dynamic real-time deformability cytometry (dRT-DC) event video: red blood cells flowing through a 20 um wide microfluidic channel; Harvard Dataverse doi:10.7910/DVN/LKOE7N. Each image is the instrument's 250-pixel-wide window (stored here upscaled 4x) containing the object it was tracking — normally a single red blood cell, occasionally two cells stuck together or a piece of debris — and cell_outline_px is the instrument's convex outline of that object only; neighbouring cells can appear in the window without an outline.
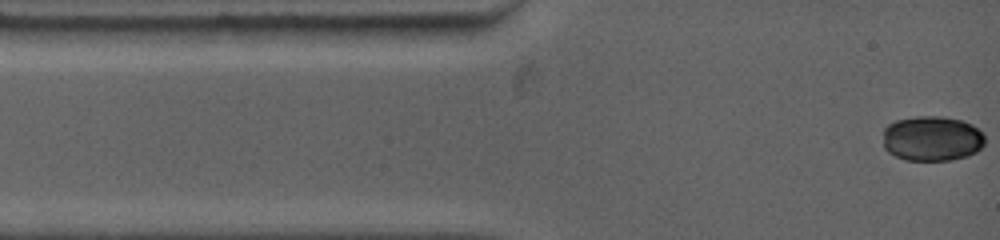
{"species": "common noctule bat (a hibernating species)", "species_latin": "Nyctalus noctula", "temperature_condition": "warm", "stored_images_in_passage": 28, "camera_frame_rate_fps": 4500, "um_per_image_px": 0.085, "animal": {"sex": "female", "body_mass_g": 19.0, "forearm_length_mm": 53.3}, "frame": {"image": 1, "passage_image": 1, "time_ms": 0.0, "image_size_px": [1000, 240], "cell_outline_px": [[984, 144], [976, 152], [968, 156], [952, 160], [904, 160], [888, 152], [884, 148], [884, 128], [888, 124], [896, 120], [916, 116], [940, 116], [960, 120], [972, 124], [984, 136]], "centroid_in_image_um": [79.2, 11.78], "position_along_channel_um": 5.8, "area_um2": 26.82}}
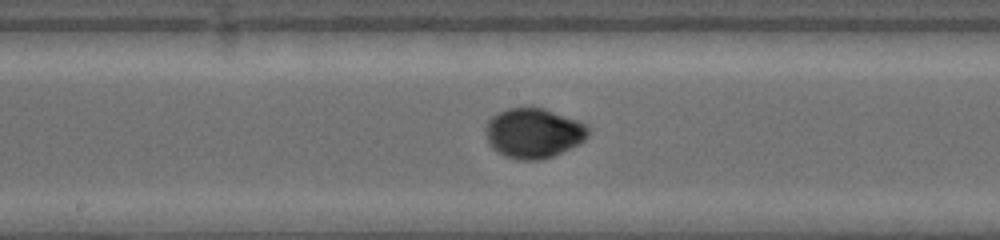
{"frame": {"image": 2, "passage_image": 16, "time_ms": 6.444, "image_size_px": [1000, 240], "cell_outline_px": [[592, 128], [588, 136], [580, 144], [544, 160], [520, 160], [504, 156], [496, 152], [488, 144], [484, 128], [488, 120], [496, 112], [508, 108], [544, 108], [588, 124]], "centroid_in_image_um": [45.35, 11.32], "position_along_channel_um": 202.8, "area_um2": 30.4}}
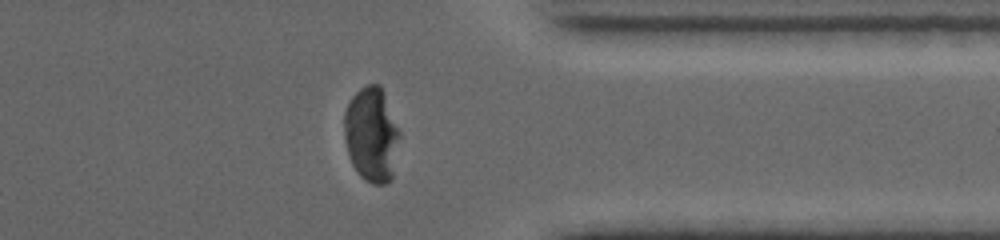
{"frame": {"image": 3, "passage_image": 28, "time_ms": 11.333, "image_size_px": [1000, 240], "cell_outline_px": [[400, 136], [392, 180], [384, 184], [372, 184], [364, 180], [360, 176], [352, 164], [348, 152], [344, 136], [344, 112], [352, 96], [360, 88], [368, 84], [380, 84], [400, 132]], "centroid_in_image_um": [31.58, 11.46], "position_along_channel_um": 379.8, "area_um2": 30.63}, "authors_computed_cell_mechanics": {"area_um2": 29.1601, "velocity_mm_per_s": 3.7677, "shape_relaxation_time_tau1_ms": 3.8645, "shape_relaxation_time_tau2_ms": null, "deformation_change_tau1": 0.1601, "deformation_change_tau2": null}}